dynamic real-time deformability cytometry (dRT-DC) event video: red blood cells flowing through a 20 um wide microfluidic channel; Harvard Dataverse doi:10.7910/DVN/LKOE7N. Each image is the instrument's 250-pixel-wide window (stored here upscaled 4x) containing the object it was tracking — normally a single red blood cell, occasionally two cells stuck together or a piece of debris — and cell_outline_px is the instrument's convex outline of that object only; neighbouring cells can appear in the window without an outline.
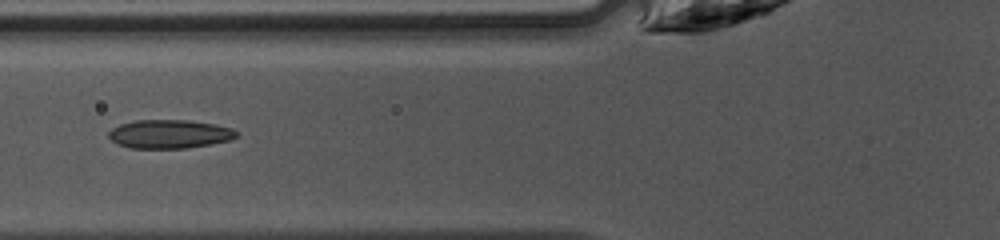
{"species": "common noctule bat (a hibernating species)", "species_latin": "Nyctalus noctula", "temperature_condition": "warm", "stored_images_in_passage": 41, "camera_frame_rate_fps": 3000, "um_per_image_px": 0.085, "animal": {"sex": "female", "body_mass_g": 10.0, "forearm_length_mm": 53.1}, "frame": {"image": 1, "passage_image": 13, "time_ms": 4.0, "image_size_px": [1000, 240], "cell_outline_px": [[236, 136], [232, 140], [212, 144], [184, 148], [132, 148], [116, 144], [108, 136], [108, 132], [112, 128], [120, 124], [136, 120], [188, 120], [216, 124], [232, 128], [236, 132]], "centroid_in_image_um": [14.4, 11.39], "position_along_channel_um": 111.4, "area_um2": 21.39}}
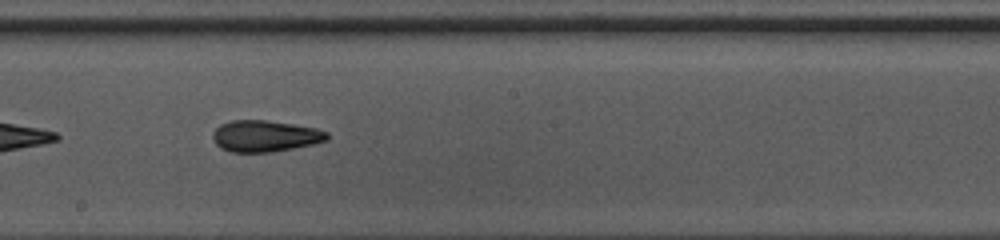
{"frame": {"image": 2, "passage_image": 21, "time_ms": 6.667, "image_size_px": [1000, 240], "cell_outline_px": [[328, 140], [312, 144], [272, 152], [232, 152], [220, 148], [212, 140], [212, 132], [220, 124], [232, 120], [264, 120], [292, 124], [316, 128], [328, 132]], "centroid_in_image_um": [22.49, 11.56], "position_along_channel_um": 225.7, "area_um2": 20.92}}
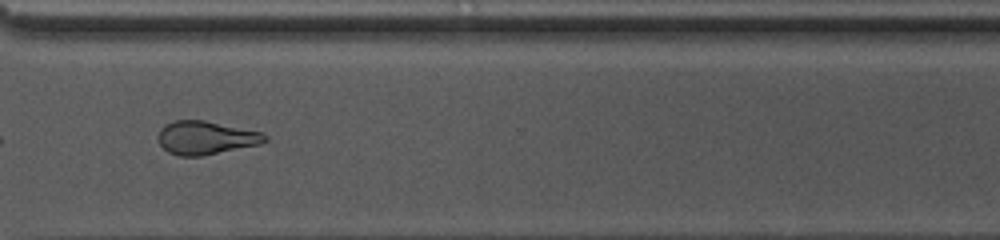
{"frame": {"image": 3, "passage_image": 30, "time_ms": 9.667, "image_size_px": [1000, 240], "cell_outline_px": [[268, 140], [260, 144], [200, 156], [180, 156], [168, 152], [160, 144], [156, 136], [160, 128], [176, 120], [204, 120], [264, 132], [268, 136]], "centroid_in_image_um": [17.51, 11.7], "position_along_channel_um": 353.1, "area_um2": 20.81}, "authors_computed_cell_mechanics": {"area_um2": 21.386, "velocity_mm_per_s": 4.2614, "shape_relaxation_time_tau1_ms": 7.4135, "shape_relaxation_time_tau2_ms": 3.1688, "deformation_change_tau1": 0.1741, "deformation_change_tau2": 0.093}}